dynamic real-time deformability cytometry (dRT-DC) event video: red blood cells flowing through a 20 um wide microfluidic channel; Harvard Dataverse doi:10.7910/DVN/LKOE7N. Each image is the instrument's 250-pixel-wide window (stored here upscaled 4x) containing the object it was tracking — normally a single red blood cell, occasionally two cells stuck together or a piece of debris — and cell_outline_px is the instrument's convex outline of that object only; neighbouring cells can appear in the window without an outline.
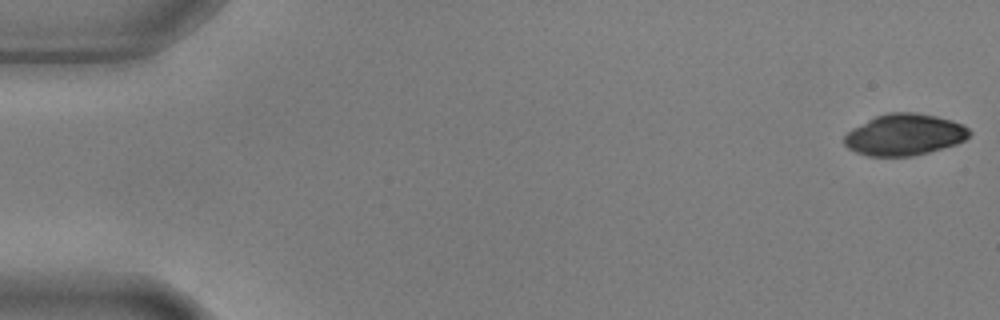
{"species": "common noctule bat (a hibernating species)", "species_latin": "Nyctalus noctula", "temperature_condition": "warm", "stored_images_in_passage": 55, "camera_frame_rate_fps": 3000, "um_per_image_px": 0.085, "animal": {"sex": "male", "body_mass_g": 17.9, "forearm_length_mm": 54.2}, "frame": {"image": 1, "passage_image": 1, "time_ms": 0.0, "image_size_px": [1000, 320], "cell_outline_px": [[972, 132], [964, 140], [956, 144], [928, 152], [912, 156], [868, 156], [856, 152], [848, 148], [844, 144], [844, 136], [852, 128], [876, 116], [888, 112], [912, 112], [936, 116], [952, 120], [964, 124]], "centroid_in_image_um": [76.88, 11.44], "position_along_channel_um": 8.1, "area_um2": 30.17}}
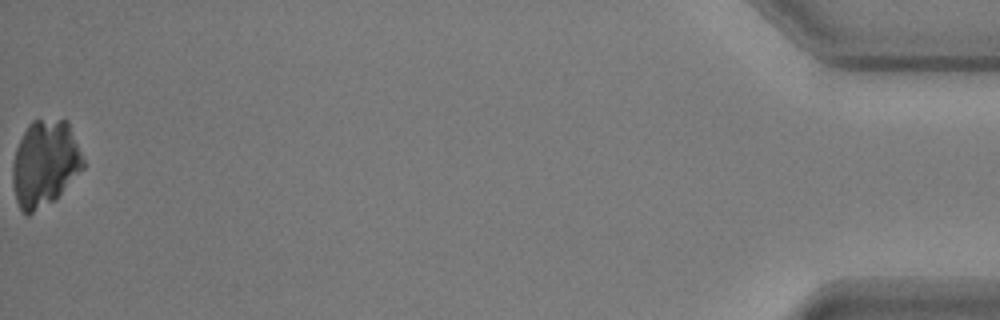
{"frame": {"image": 2, "passage_image": 55, "time_ms": 18.0, "image_size_px": [1000, 320], "cell_outline_px": [[84, 168], [56, 200], [28, 216], [20, 208], [16, 200], [12, 184], [12, 164], [16, 148], [28, 124], [32, 120], [68, 120], [84, 160]], "centroid_in_image_um": [3.82, 13.92], "position_along_channel_um": 431.4, "area_um2": 35.78}}